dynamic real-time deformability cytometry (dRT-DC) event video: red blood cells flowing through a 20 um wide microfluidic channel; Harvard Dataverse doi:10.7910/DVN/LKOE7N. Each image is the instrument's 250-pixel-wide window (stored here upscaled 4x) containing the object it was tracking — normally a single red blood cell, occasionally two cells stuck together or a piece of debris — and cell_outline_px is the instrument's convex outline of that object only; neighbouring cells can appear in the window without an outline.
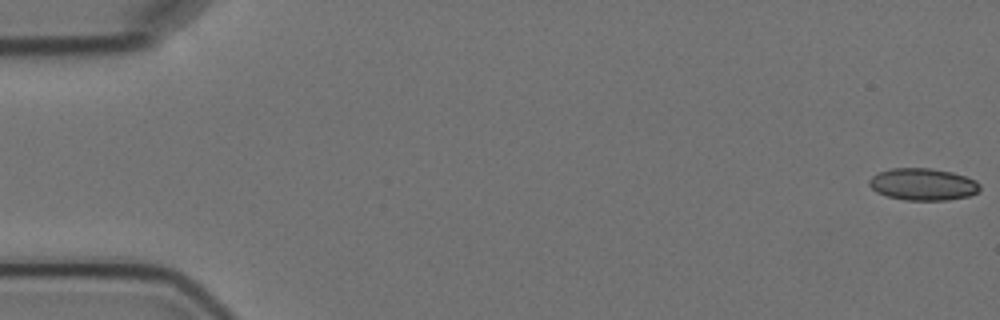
{"species": "Egyptian fruit bat (a non-hibernating species)", "species_latin": "Rousettus aegyptiacus", "temperature_condition": "cold", "stored_images_in_passage": 4, "camera_frame_rate_fps": 3000, "um_per_image_px": 0.085, "animal": {"sex": "female"}, "frame": {"image": 1, "passage_image": 1, "time_ms": 0.0, "image_size_px": [1000, 320], "cell_outline_px": [[980, 188], [976, 192], [968, 196], [948, 200], [904, 200], [888, 196], [876, 192], [868, 184], [868, 180], [876, 172], [892, 168], [928, 168], [952, 172], [976, 180], [980, 184]], "centroid_in_image_um": [78.41, 15.66], "position_along_channel_um": 6.6, "area_um2": 20.69}}
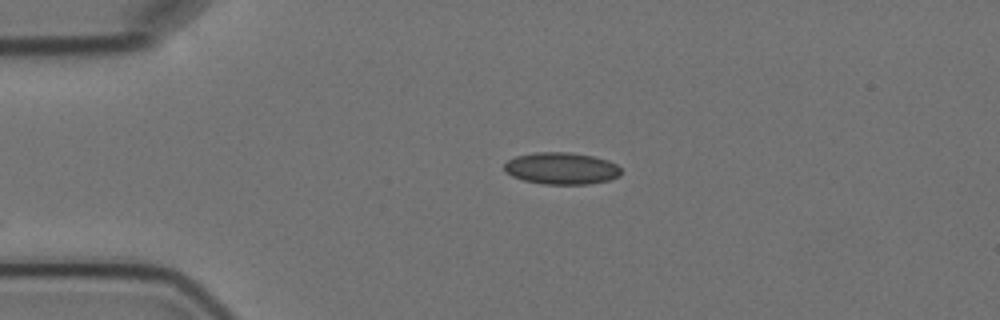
{"frame": {"image": 2, "passage_image": 4, "time_ms": 4.0, "image_size_px": [1000, 320], "cell_outline_px": [[620, 176], [608, 180], [588, 184], [544, 184], [524, 180], [512, 176], [504, 172], [504, 164], [508, 160], [516, 156], [536, 152], [568, 152], [592, 156], [608, 160], [616, 164], [620, 168]], "centroid_in_image_um": [47.71, 14.31], "position_along_channel_um": 37.3, "area_um2": 21.68}}